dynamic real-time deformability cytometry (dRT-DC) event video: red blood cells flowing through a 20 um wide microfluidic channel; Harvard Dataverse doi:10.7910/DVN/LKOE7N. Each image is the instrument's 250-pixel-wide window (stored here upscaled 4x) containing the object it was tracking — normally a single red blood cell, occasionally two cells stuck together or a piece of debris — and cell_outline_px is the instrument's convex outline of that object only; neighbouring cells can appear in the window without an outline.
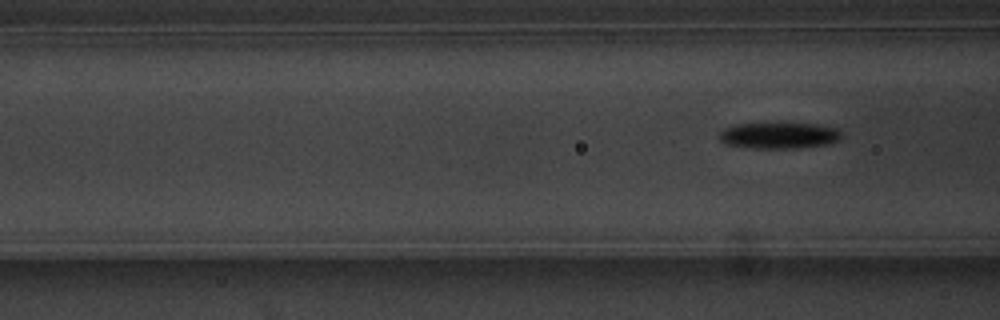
{"species": "common noctule bat (a hibernating species)", "species_latin": "Nyctalus noctula", "temperature_condition": "warm", "stored_images_in_passage": 8, "segment_of_instrument_passage": [2, 2], "camera_frame_rate_fps": 3000, "um_per_image_px": 0.085, "animal": {"sex": "male", "body_mass_g": 20.1, "forearm_length_mm": 53.5}, "frame": {"image": 1, "passage_image": 8, "time_ms": 8.333, "image_size_px": [1000, 320], "cell_outline_px": [[844, 136], [840, 140], [828, 144], [792, 148], [756, 148], [728, 144], [720, 140], [720, 132], [724, 128], [736, 124], [780, 120], [820, 124], [840, 128]], "centroid_in_image_um": [66.31, 11.44], "position_along_channel_um": 100.3, "area_um2": 19.77}}